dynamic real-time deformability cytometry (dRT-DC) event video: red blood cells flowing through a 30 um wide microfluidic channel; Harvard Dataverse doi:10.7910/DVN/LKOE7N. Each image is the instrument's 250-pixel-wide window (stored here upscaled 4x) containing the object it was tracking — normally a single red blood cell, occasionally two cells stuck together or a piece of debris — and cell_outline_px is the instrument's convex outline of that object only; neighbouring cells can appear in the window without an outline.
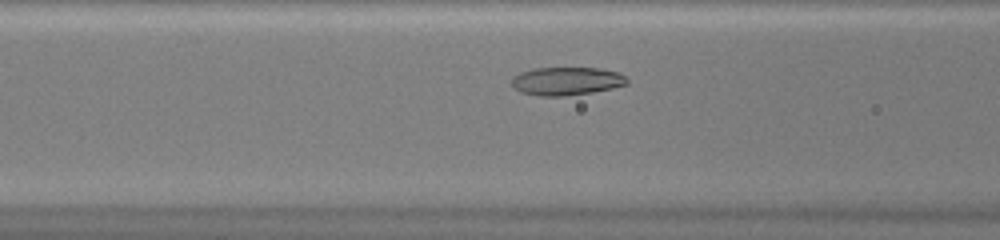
{"species": "common noctule bat (a hibernating species)", "species_latin": "Nyctalus noctula", "temperature_condition": "warm", "stored_images_in_passage": 31, "camera_frame_rate_fps": 3000, "um_per_image_px": 0.085, "animal": {"sex": "female", "body_mass_g": 20.0, "forearm_length_mm": 54.0}, "frame": {"image": 1, "passage_image": 8, "time_ms": 2.333, "image_size_px": [1000, 240], "cell_outline_px": [[628, 84], [612, 88], [592, 92], [564, 96], [540, 96], [520, 92], [512, 88], [512, 76], [520, 72], [532, 68], [600, 68], [616, 72], [624, 76], [628, 80]], "centroid_in_image_um": [48.11, 6.89], "position_along_channel_um": 118.5, "area_um2": 19.02}}
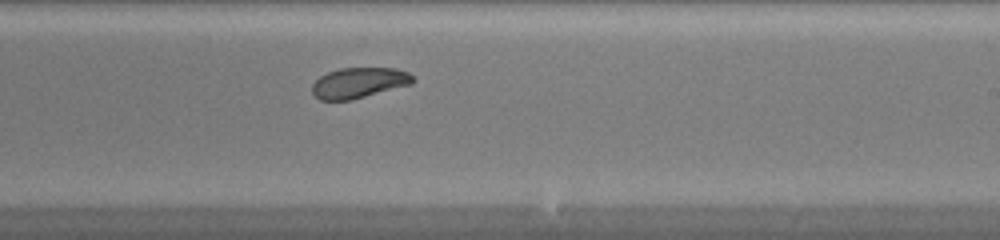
{"frame": {"image": 2, "passage_image": 18, "time_ms": 5.667, "image_size_px": [1000, 240], "cell_outline_px": [[416, 80], [412, 84], [348, 100], [320, 100], [312, 92], [312, 84], [320, 76], [328, 72], [340, 68], [396, 68], [408, 72]], "centroid_in_image_um": [30.51, 7.02], "position_along_channel_um": 258.5, "area_um2": 17.74}}
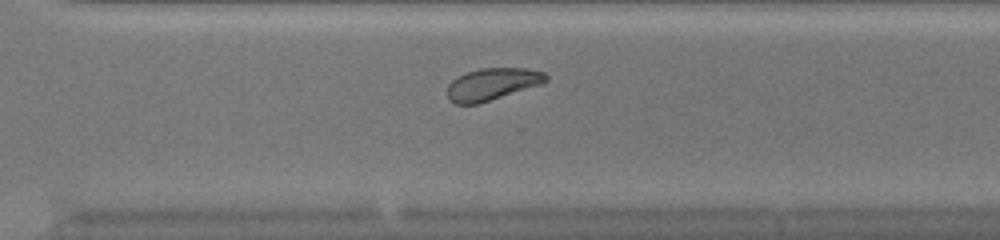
{"frame": {"image": 3, "passage_image": 23, "time_ms": 7.333, "image_size_px": [1000, 240], "cell_outline_px": [[548, 80], [544, 84], [476, 104], [456, 104], [448, 100], [448, 84], [456, 76], [464, 72], [480, 68], [528, 68], [544, 72], [548, 76]], "centroid_in_image_um": [41.85, 7.14], "position_along_channel_um": 328.7, "area_um2": 18.67}, "authors_computed_cell_mechanics": {"area_um2": 18.6694, "velocity_mm_per_s": 4.2145, "shape_relaxation_time_tau1_ms": 5.1316, "shape_relaxation_time_tau2_ms": 1.7459, "deformation_change_tau1": 0.1166, "deformation_change_tau2": 0.0734}}